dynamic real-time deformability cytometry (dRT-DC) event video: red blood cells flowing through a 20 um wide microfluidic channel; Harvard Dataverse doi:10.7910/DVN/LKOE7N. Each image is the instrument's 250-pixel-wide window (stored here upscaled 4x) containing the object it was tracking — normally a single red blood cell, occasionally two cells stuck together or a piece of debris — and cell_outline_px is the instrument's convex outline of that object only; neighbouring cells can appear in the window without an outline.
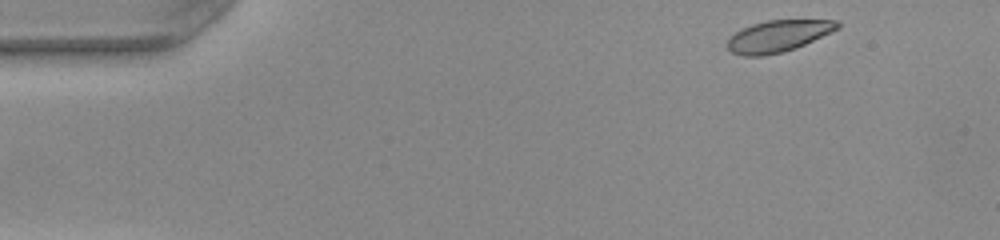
{"species": "common noctule bat (a hibernating species)", "species_latin": "Nyctalus noctula", "temperature_condition": "warm", "stored_images_in_passage": 45, "camera_frame_rate_fps": 3000, "um_per_image_px": 0.085, "animal": {"sex": "female", "body_mass_g": 22.0, "forearm_length_mm": 56.7}, "frame": {"image": 1, "passage_image": 1, "time_ms": 0.0, "image_size_px": [1000, 240], "cell_outline_px": [[840, 28], [832, 32], [796, 48], [784, 52], [764, 56], [744, 56], [732, 52], [728, 48], [728, 40], [736, 32], [752, 24], [768, 20], [840, 20]], "centroid_in_image_um": [66.19, 3.07], "position_along_channel_um": 18.8, "area_um2": 20.23}}
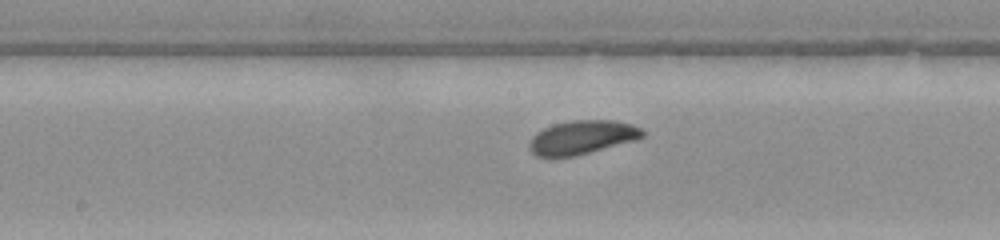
{"frame": {"image": 2, "passage_image": 22, "time_ms": 7.0, "image_size_px": [1000, 240], "cell_outline_px": [[644, 136], [636, 140], [576, 156], [536, 156], [528, 148], [528, 144], [532, 136], [536, 132], [544, 128], [556, 124], [572, 120], [612, 120], [632, 124], [640, 128], [644, 132]], "centroid_in_image_um": [49.47, 11.67], "position_along_channel_um": 198.7, "area_um2": 22.2}}
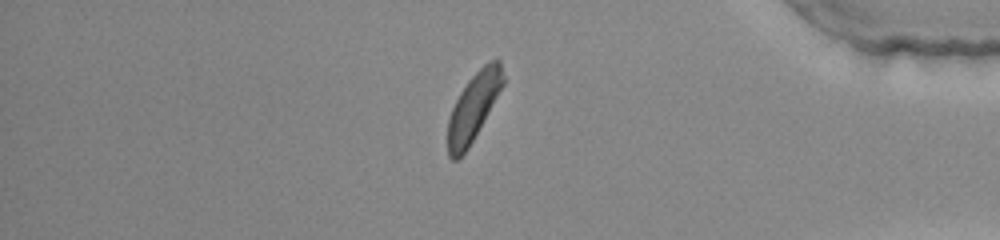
{"frame": {"image": 3, "passage_image": 39, "time_ms": 12.667, "image_size_px": [1000, 240], "cell_outline_px": [[504, 84], [468, 148], [456, 160], [452, 160], [448, 156], [448, 120], [452, 108], [460, 92], [468, 80], [484, 64], [492, 60], [500, 60], [504, 76]], "centroid_in_image_um": [40.24, 9.08], "position_along_channel_um": 395.0, "area_um2": 21.33}}